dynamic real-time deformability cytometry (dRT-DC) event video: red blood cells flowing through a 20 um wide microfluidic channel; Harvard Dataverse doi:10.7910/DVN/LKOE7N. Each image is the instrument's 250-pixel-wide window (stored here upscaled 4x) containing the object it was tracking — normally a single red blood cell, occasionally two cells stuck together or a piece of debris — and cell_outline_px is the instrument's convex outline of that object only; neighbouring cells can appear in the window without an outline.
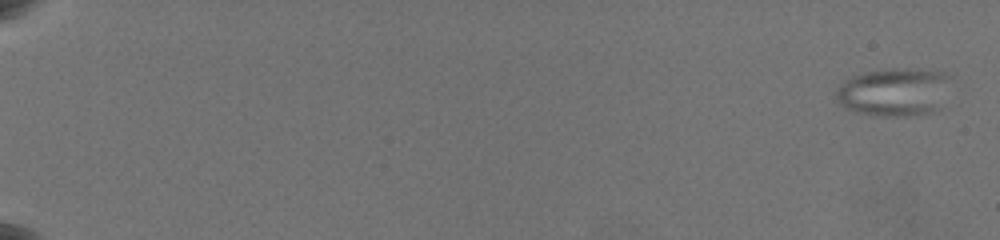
{"species": "common noctule bat (a hibernating species)", "species_latin": "Nyctalus noctula", "temperature_condition": "warm", "stored_images_in_passage": 48, "camera_frame_rate_fps": 3000, "um_per_image_px": 0.085, "animal": {"sex": "female", "body_mass_g": 19.5, "forearm_length_mm": 54.1}, "frame": {"image": 1, "passage_image": 1, "time_ms": 0.0, "image_size_px": [1000, 240], "cell_outline_px": [[952, 76], [936, 112], [908, 116], [868, 116], [852, 112], [844, 108], [836, 100], [836, 88], [844, 80], [852, 76], [864, 72], [892, 68], [916, 68], [944, 72]], "centroid_in_image_um": [75.95, 7.82], "position_along_channel_um": 9.0, "area_um2": 32.83}}
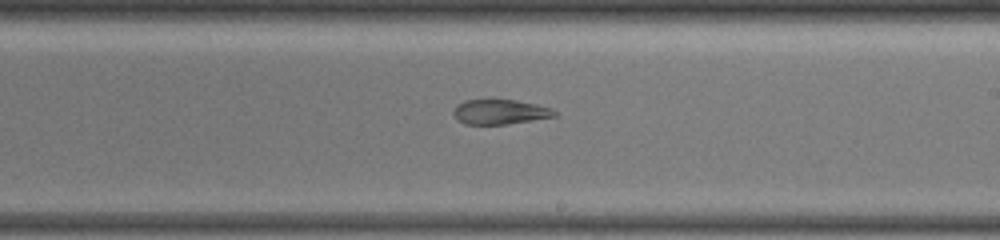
{"frame": {"image": 2, "passage_image": 34, "time_ms": 13.0, "image_size_px": [1000, 240], "cell_outline_px": [[560, 112], [556, 116], [508, 124], [464, 124], [452, 112], [456, 104], [464, 100], [516, 100], [536, 104], [552, 108]], "centroid_in_image_um": [42.54, 9.5], "position_along_channel_um": 246.5, "area_um2": 14.62}}
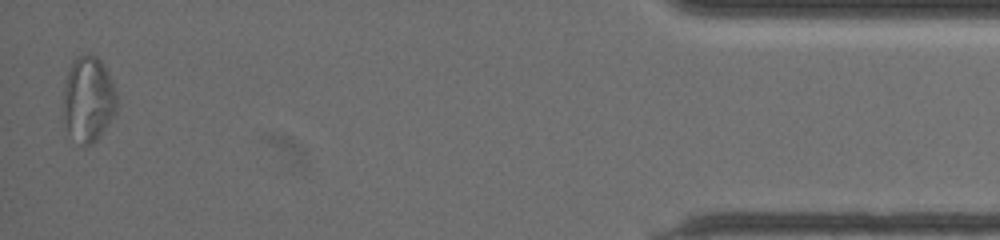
{"frame": {"image": 3, "passage_image": 47, "time_ms": 20.0, "image_size_px": [1000, 240], "cell_outline_px": [[116, 112], [100, 136], [96, 140], [88, 144], [80, 144], [68, 132], [64, 124], [64, 84], [72, 60], [76, 56], [96, 56], [104, 64], [108, 72], [116, 92]], "centroid_in_image_um": [7.5, 8.43], "position_along_channel_um": 427.7, "area_um2": 26.41}, "authors_computed_cell_mechanics": {"area_um2": 25.8655, "velocity_mm_per_s": 3.5671, "shape_relaxation_time_tau1_ms": null, "shape_relaxation_time_tau2_ms": 2.4365, "deformation_change_tau1": null, "deformation_change_tau2": 0.0865}}